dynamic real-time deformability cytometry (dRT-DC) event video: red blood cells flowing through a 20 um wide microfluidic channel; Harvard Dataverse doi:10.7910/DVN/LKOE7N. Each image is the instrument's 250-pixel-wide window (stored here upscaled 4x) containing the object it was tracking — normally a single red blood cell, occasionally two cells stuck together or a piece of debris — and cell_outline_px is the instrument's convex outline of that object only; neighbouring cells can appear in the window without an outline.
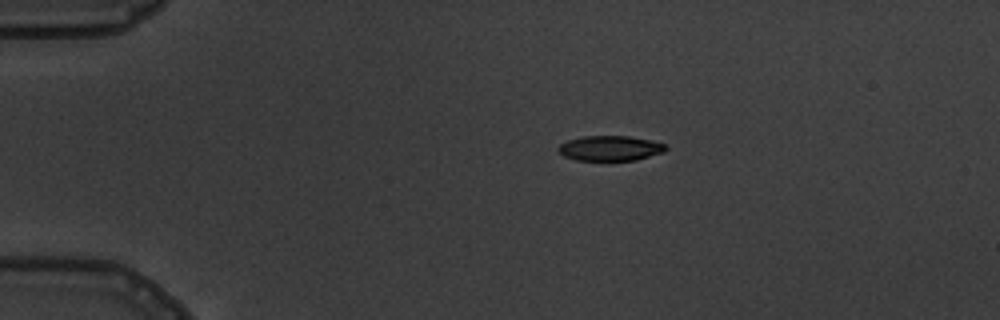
{"species": "common noctule bat (a hibernating species)", "species_latin": "Nyctalus noctula", "temperature_condition": "warm", "stored_images_in_passage": 3, "camera_frame_rate_fps": 3000, "um_per_image_px": 0.085, "animal": {"sex": "male", "body_mass_g": 19.5, "forearm_length_mm": 54.6}, "frame": {"image": 1, "passage_image": 1, "time_ms": 0.0, "image_size_px": [1000, 320], "cell_outline_px": [[668, 148], [664, 152], [636, 160], [576, 160], [564, 156], [556, 148], [560, 144], [568, 140], [584, 136], [628, 136], [652, 140], [664, 144]], "centroid_in_image_um": [51.87, 12.6], "position_along_channel_um": 33.1, "area_um2": 15.66}}
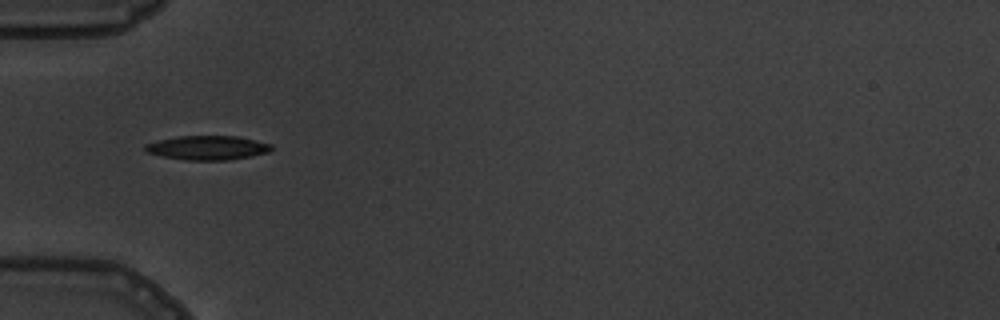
{"frame": {"image": 2, "passage_image": 3, "time_ms": 2.333, "image_size_px": [1000, 320], "cell_outline_px": [[272, 148], [268, 152], [252, 156], [228, 160], [188, 160], [160, 156], [148, 152], [144, 148], [144, 144], [160, 140], [180, 136], [236, 136], [272, 144]], "centroid_in_image_um": [17.64, 12.56], "position_along_channel_um": 67.4, "area_um2": 17.63}}